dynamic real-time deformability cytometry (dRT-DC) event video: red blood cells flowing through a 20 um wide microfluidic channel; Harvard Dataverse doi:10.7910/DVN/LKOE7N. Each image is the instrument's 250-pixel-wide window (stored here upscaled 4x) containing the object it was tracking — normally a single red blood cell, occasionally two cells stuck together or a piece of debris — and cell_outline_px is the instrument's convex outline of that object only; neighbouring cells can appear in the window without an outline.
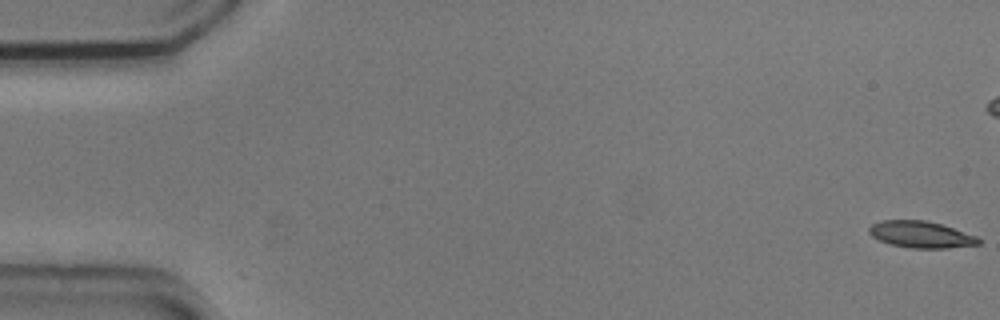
{"species": "common noctule bat (a hibernating species)", "species_latin": "Nyctalus noctula", "temperature_condition": "cold", "stored_images_in_passage": 6, "camera_frame_rate_fps": 3000, "um_per_image_px": 0.085, "animal": {"sex": "male", "body_mass_g": 20.5, "forearm_length_mm": 52.5}, "frame": {"image": 1, "passage_image": 1, "time_ms": 0.0, "image_size_px": [1000, 320], "cell_outline_px": [[980, 244], [948, 248], [912, 248], [892, 244], [880, 240], [872, 236], [868, 232], [868, 228], [872, 224], [880, 220], [924, 220], [940, 224], [976, 236], [980, 240]], "centroid_in_image_um": [78.25, 19.93], "position_along_channel_um": 6.7, "area_um2": 16.76}}
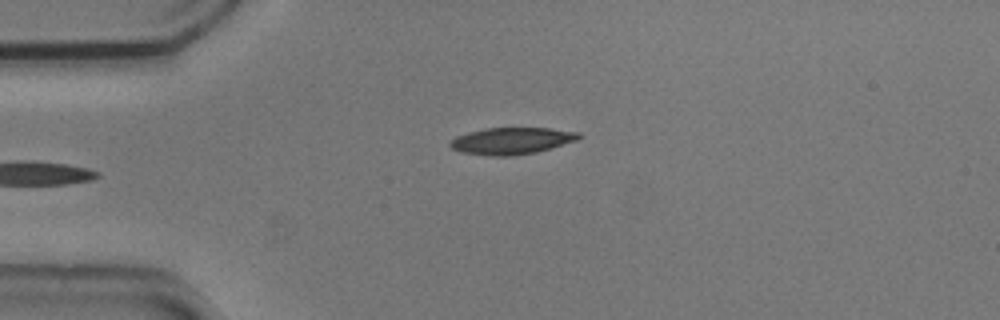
{"frame": {"image": 2, "passage_image": 6, "time_ms": 1.667, "image_size_px": [1000, 320], "cell_outline_px": [[584, 136], [576, 140], [536, 152], [512, 156], [492, 156], [464, 152], [452, 148], [448, 144], [456, 136], [468, 132], [484, 128], [548, 128], [580, 132]], "centroid_in_image_um": [43.5, 11.96], "position_along_channel_um": 41.5, "area_um2": 19.94}}